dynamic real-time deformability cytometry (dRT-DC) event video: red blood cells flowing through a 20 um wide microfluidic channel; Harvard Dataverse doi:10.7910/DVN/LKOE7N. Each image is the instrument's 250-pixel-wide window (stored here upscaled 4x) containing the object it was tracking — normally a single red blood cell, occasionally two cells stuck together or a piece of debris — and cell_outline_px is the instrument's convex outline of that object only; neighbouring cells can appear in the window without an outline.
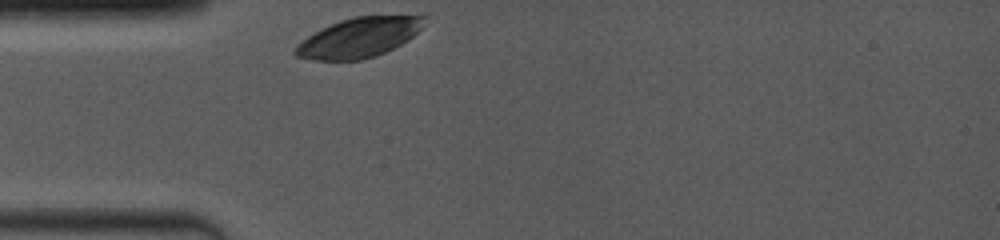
{"species": "common noctule bat (a hibernating species)", "species_latin": "Nyctalus noctula", "temperature_condition": "room temperature", "stored_images_in_passage": 27, "camera_frame_rate_fps": 4000, "um_per_image_px": 0.085, "animal": {"sex": "female", "body_mass_g": 19.0, "forearm_length_mm": 53.3}, "frame": {"image": 1, "passage_image": 1, "time_ms": 0.0, "image_size_px": [1000, 240], "cell_outline_px": [[428, 16], [420, 28], [412, 36], [400, 44], [376, 56], [360, 60], [312, 60], [296, 56], [292, 52], [308, 36], [320, 28], [340, 20], [352, 16]], "centroid_in_image_um": [30.48, 3.19], "position_along_channel_um": 54.5, "area_um2": 29.36}}
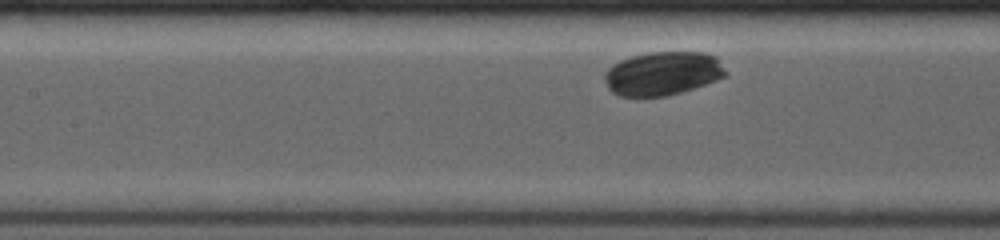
{"frame": {"image": 2, "passage_image": 12, "time_ms": 2.75, "image_size_px": [1000, 240], "cell_outline_px": [[728, 76], [680, 92], [664, 96], [620, 96], [612, 92], [608, 88], [604, 80], [604, 72], [612, 64], [620, 60], [632, 56], [648, 52], [704, 52], [716, 56], [728, 72]], "centroid_in_image_um": [56.33, 6.23], "position_along_channel_um": 151.1, "area_um2": 30.92}}
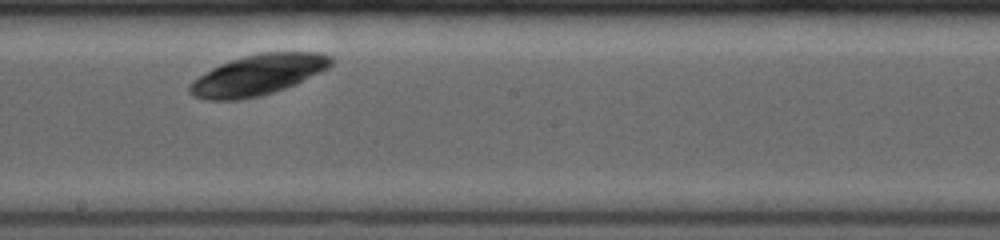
{"frame": {"image": 3, "passage_image": 20, "time_ms": 4.75, "image_size_px": [1000, 240], "cell_outline_px": [[332, 64], [328, 68], [296, 84], [260, 96], [236, 100], [204, 100], [192, 96], [188, 92], [188, 84], [192, 80], [212, 68], [220, 64], [244, 56], [264, 52], [320, 52], [332, 56]], "centroid_in_image_um": [21.89, 6.37], "position_along_channel_um": 226.3, "area_um2": 33.41}}